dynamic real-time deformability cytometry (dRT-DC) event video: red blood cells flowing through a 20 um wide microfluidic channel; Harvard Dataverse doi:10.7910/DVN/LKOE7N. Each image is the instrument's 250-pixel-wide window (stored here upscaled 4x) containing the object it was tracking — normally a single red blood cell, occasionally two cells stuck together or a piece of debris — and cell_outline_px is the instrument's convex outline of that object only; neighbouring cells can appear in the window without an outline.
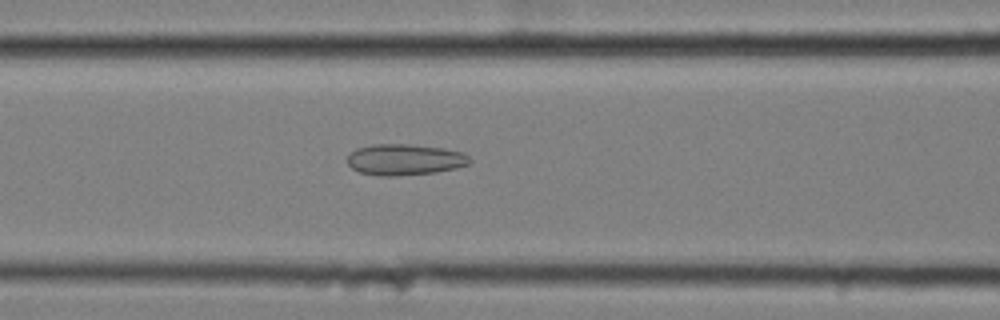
{"species": "common noctule bat (a hibernating species)", "species_latin": "Nyctalus noctula", "temperature_condition": "cold", "stored_images_in_passage": 57, "camera_frame_rate_fps": 3000, "um_per_image_px": 0.085, "animal": {"sex": "female", "body_mass_g": 25.1}, "frame": {"image": 1, "passage_image": 24, "time_ms": 7.667, "image_size_px": [1000, 320], "cell_outline_px": [[472, 160], [468, 164], [456, 168], [436, 172], [396, 176], [380, 176], [360, 172], [352, 168], [348, 164], [348, 156], [356, 148], [372, 144], [408, 144], [444, 148], [464, 152]], "centroid_in_image_um": [34.42, 13.56], "position_along_channel_um": 132.2, "area_um2": 22.25}}
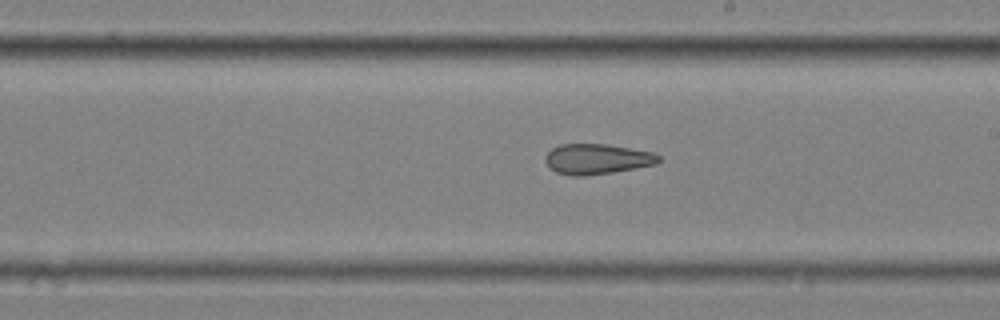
{"frame": {"image": 2, "passage_image": 33, "time_ms": 10.667, "image_size_px": [1000, 320], "cell_outline_px": [[660, 160], [656, 164], [636, 168], [612, 172], [584, 176], [568, 176], [556, 172], [544, 160], [544, 156], [552, 148], [560, 144], [608, 144], [656, 152], [660, 156]], "centroid_in_image_um": [50.76, 13.51], "position_along_channel_um": 238.2, "area_um2": 20.23}}
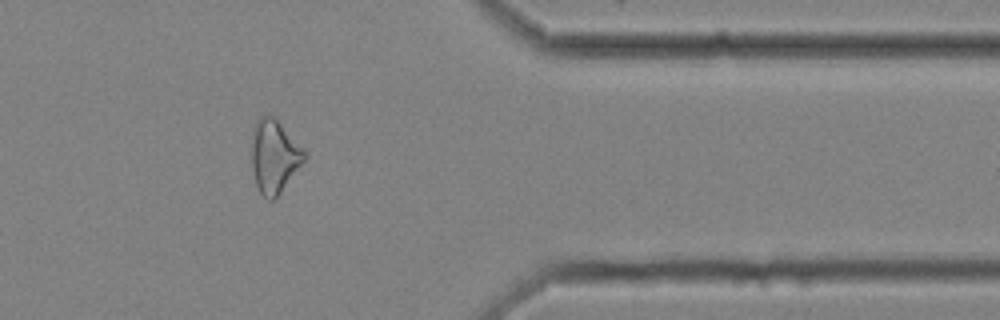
{"frame": {"image": 3, "passage_image": 47, "time_ms": 15.333, "image_size_px": [1000, 320], "cell_outline_px": [[308, 156], [280, 192], [272, 200], [268, 200], [260, 192], [256, 184], [252, 168], [252, 144], [256, 124], [264, 116], [276, 116], [304, 148]], "centroid_in_image_um": [23.36, 13.27], "position_along_channel_um": 388.0, "area_um2": 22.2}, "authors_computed_cell_mechanics": {"area_um2": 23.8136, "velocity_mm_per_s": 3.5404, "shape_relaxation_time_tau1_ms": null, "shape_relaxation_time_tau2_ms": 4.6749, "deformation_change_tau1": null, "deformation_change_tau2": 0.1502}}